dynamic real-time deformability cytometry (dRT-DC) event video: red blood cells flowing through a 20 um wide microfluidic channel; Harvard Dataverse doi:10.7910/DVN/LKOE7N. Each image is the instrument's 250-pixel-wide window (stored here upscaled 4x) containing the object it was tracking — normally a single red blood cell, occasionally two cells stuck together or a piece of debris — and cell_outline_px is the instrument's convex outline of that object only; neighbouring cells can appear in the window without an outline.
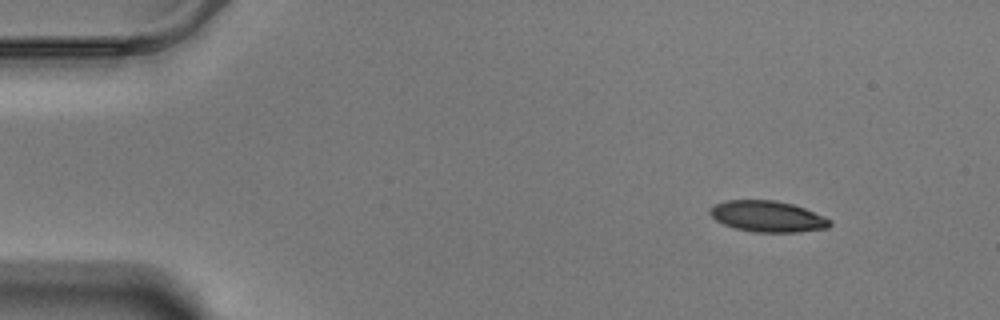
{"species": "Egyptian fruit bat (a non-hibernating species)", "species_latin": "Rousettus aegyptiacus", "temperature_condition": "warm", "stored_images_in_passage": 53, "camera_frame_rate_fps": 3000, "um_per_image_px": 0.085, "animal": {"sex": "male"}, "frame": {"image": 1, "passage_image": 1, "time_ms": 0.0, "image_size_px": [1000, 320], "cell_outline_px": [[832, 224], [828, 228], [796, 232], [756, 232], [736, 228], [724, 224], [716, 220], [708, 212], [708, 208], [724, 200], [776, 200], [792, 204], [804, 208], [824, 216], [832, 220]], "centroid_in_image_um": [65.25, 18.39], "position_along_channel_um": 19.8, "area_um2": 21.73}}
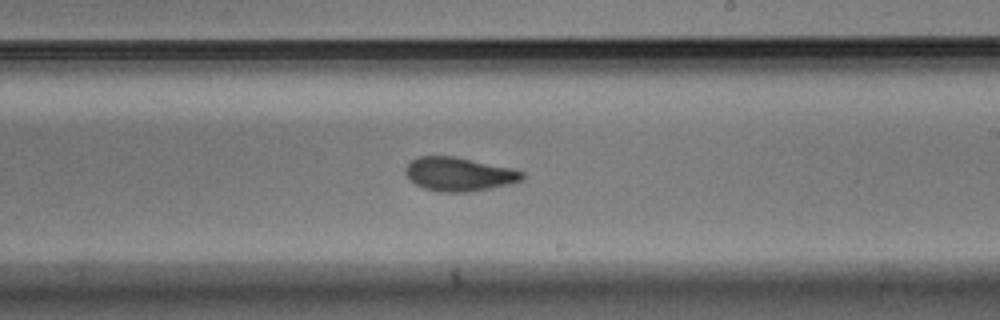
{"frame": {"image": 2, "passage_image": 29, "time_ms": 9.333, "image_size_px": [1000, 320], "cell_outline_px": [[524, 180], [508, 184], [468, 192], [440, 192], [424, 188], [416, 184], [404, 172], [404, 168], [416, 156], [452, 156], [508, 168], [524, 172]], "centroid_in_image_um": [38.98, 14.81], "position_along_channel_um": 250.0, "area_um2": 22.54}}
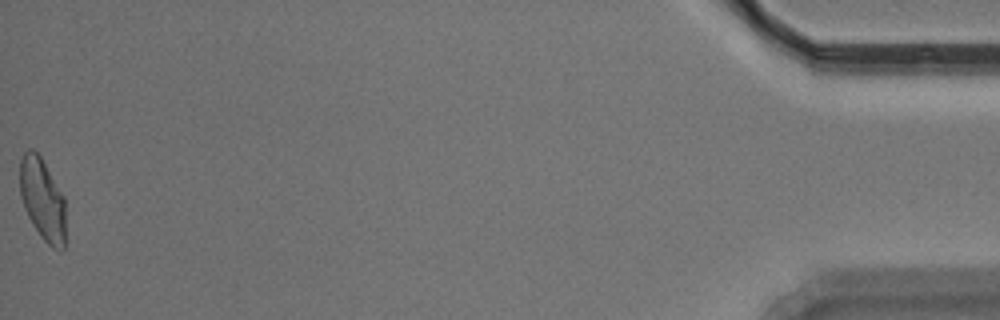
{"frame": {"image": 3, "passage_image": 53, "time_ms": 17.333, "image_size_px": [1000, 320], "cell_outline_px": [[64, 248], [60, 252], [52, 248], [40, 236], [32, 224], [24, 208], [20, 196], [20, 160], [24, 152], [28, 148], [32, 148], [40, 156], [64, 196]], "centroid_in_image_um": [3.59, 16.96], "position_along_channel_um": 431.6, "area_um2": 21.85}, "authors_computed_cell_mechanics": {"area_um2": 22.831, "velocity_mm_per_s": 3.466, "shape_relaxation_time_tau1_ms": 5.6502, "shape_relaxation_time_tau2_ms": 1.3903, "deformation_change_tau1": 0.1806, "deformation_change_tau2": 0.059}}